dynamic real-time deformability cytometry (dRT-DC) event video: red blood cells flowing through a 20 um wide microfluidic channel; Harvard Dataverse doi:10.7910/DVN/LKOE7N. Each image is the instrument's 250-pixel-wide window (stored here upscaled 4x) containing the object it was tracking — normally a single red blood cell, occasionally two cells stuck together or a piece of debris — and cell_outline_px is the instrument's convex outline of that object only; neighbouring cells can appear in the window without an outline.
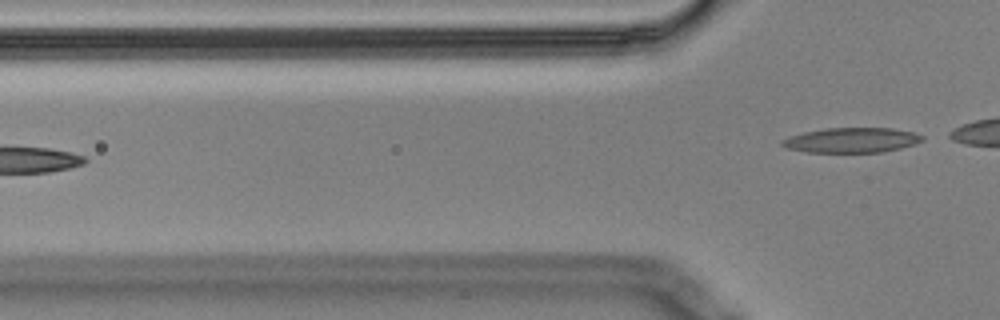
{"species": "Egyptian fruit bat (a non-hibernating species)", "species_latin": "Rousettus aegyptiacus", "temperature_condition": "cold", "stored_images_in_passage": 2, "camera_frame_rate_fps": 3000, "um_per_image_px": 0.085, "animal": {"sex": "male"}, "frame": {"image": 1, "passage_image": 2, "time_ms": 0.333, "image_size_px": [1000, 320], "cell_outline_px": [[924, 140], [900, 148], [884, 152], [808, 152], [788, 148], [780, 144], [780, 140], [788, 136], [804, 132], [824, 128], [892, 128], [912, 132], [924, 136]], "centroid_in_image_um": [72.36, 11.91], "position_along_channel_um": 53.4, "area_um2": 20.35}}